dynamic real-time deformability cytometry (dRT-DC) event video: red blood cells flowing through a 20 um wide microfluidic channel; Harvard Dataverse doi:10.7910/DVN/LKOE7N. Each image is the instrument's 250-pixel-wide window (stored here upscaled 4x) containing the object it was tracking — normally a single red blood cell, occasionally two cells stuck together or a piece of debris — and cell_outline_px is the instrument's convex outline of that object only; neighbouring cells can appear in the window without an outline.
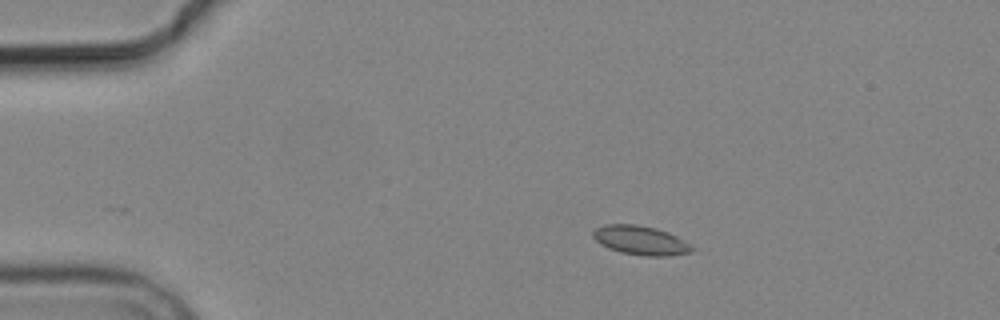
{"species": "common noctule bat (a hibernating species)", "species_latin": "Nyctalus noctula", "temperature_condition": "cold", "stored_images_in_passage": 3, "camera_frame_rate_fps": 3000, "um_per_image_px": 0.085, "animal": {"sex": "male", "body_mass_g": 19.2, "forearm_length_mm": 51.8}, "frame": {"image": 1, "passage_image": 2, "time_ms": 1.333, "image_size_px": [1000, 320], "cell_outline_px": [[696, 248], [692, 252], [668, 256], [644, 256], [620, 252], [608, 248], [600, 244], [592, 236], [592, 232], [596, 228], [604, 224], [636, 224], [656, 228], [668, 232], [684, 240]], "centroid_in_image_um": [54.46, 20.43], "position_along_channel_um": 30.5, "area_um2": 16.94}}